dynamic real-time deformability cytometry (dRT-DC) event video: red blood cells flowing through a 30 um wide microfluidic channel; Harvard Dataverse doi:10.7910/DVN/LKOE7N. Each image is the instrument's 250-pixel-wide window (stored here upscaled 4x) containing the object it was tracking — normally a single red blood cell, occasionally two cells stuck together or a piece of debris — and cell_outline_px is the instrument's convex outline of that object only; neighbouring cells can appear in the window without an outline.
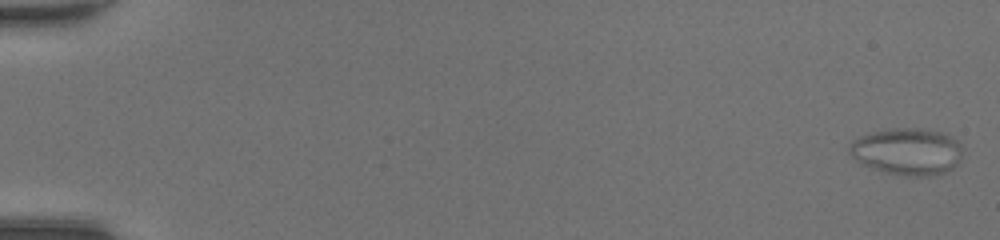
{"species": "common noctule bat (a hibernating species)", "species_latin": "Nyctalus noctula", "temperature_condition": "room temperature", "stored_images_in_passage": 49, "camera_frame_rate_fps": 3000, "um_per_image_px": 0.085, "animal": {"sex": "female", "body_mass_g": 20.0, "forearm_length_mm": 54.0}, "frame": {"image": 1, "passage_image": 1, "time_ms": 0.0, "image_size_px": [1000, 240], "cell_outline_px": [[964, 148], [960, 160], [952, 168], [944, 172], [932, 176], [908, 176], [884, 172], [860, 164], [848, 152], [848, 144], [852, 140], [860, 136], [872, 132], [892, 128], [916, 128], [940, 132], [952, 136]], "centroid_in_image_um": [77.1, 12.88], "position_along_channel_um": 7.9, "area_um2": 31.21}}
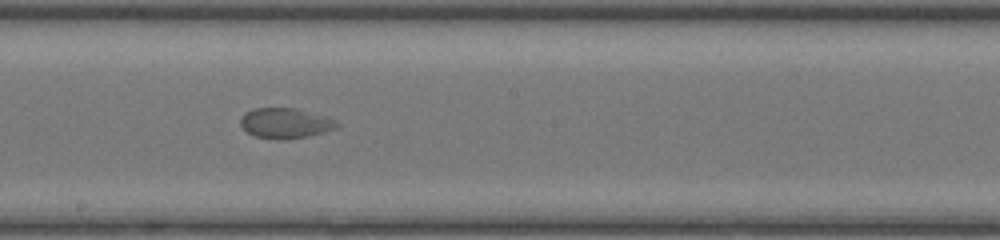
{"frame": {"image": 2, "passage_image": 29, "time_ms": 9.333, "image_size_px": [1000, 240], "cell_outline_px": [[340, 124], [336, 128], [308, 136], [284, 140], [280, 140], [256, 136], [248, 132], [240, 124], [240, 116], [244, 112], [252, 108], [296, 108], [328, 116], [336, 120]], "centroid_in_image_um": [24.26, 10.45], "position_along_channel_um": 223.9, "area_um2": 17.17}}
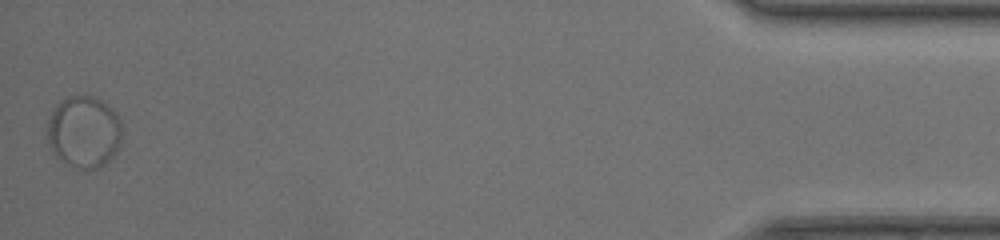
{"frame": {"image": 3, "passage_image": 49, "time_ms": 16.0, "image_size_px": [1000, 240], "cell_outline_px": [[124, 132], [120, 144], [116, 152], [104, 164], [96, 168], [80, 168], [64, 164], [52, 152], [48, 140], [48, 120], [56, 104], [64, 96], [88, 92], [104, 100], [112, 108], [120, 120]], "centroid_in_image_um": [7.15, 11.13], "position_along_channel_um": 428.0, "area_um2": 32.19}}